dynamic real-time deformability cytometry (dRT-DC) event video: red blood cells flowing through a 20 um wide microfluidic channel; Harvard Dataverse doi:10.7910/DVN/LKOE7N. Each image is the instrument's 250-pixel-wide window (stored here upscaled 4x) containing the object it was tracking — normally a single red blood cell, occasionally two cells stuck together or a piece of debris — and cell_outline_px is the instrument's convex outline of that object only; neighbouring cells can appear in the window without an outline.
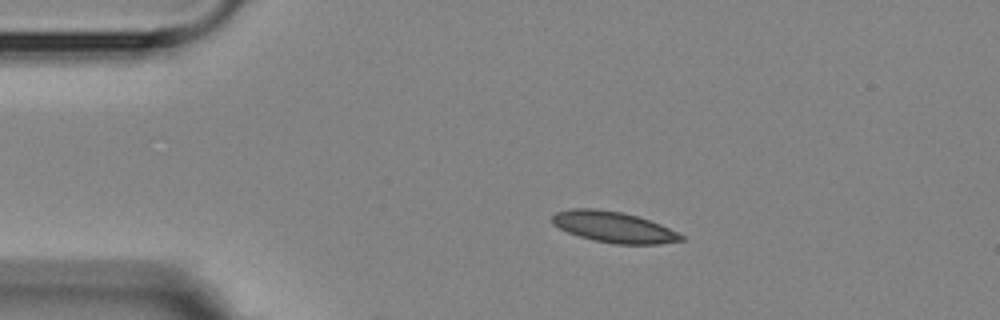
{"species": "Egyptian fruit bat (a non-hibernating species)", "species_latin": "Rousettus aegyptiacus", "temperature_condition": "room temperature", "stored_images_in_passage": 4, "camera_frame_rate_fps": 3000, "um_per_image_px": 0.085, "animal": {"sex": "female"}, "frame": {"image": 1, "passage_image": 3, "time_ms": 2.333, "image_size_px": [1000, 320], "cell_outline_px": [[684, 240], [660, 244], [612, 244], [592, 240], [568, 232], [552, 224], [552, 216], [556, 212], [572, 208], [596, 208], [620, 212], [636, 216], [660, 224], [684, 236]], "centroid_in_image_um": [52.14, 19.3], "position_along_channel_um": 32.9, "area_um2": 23.12}}
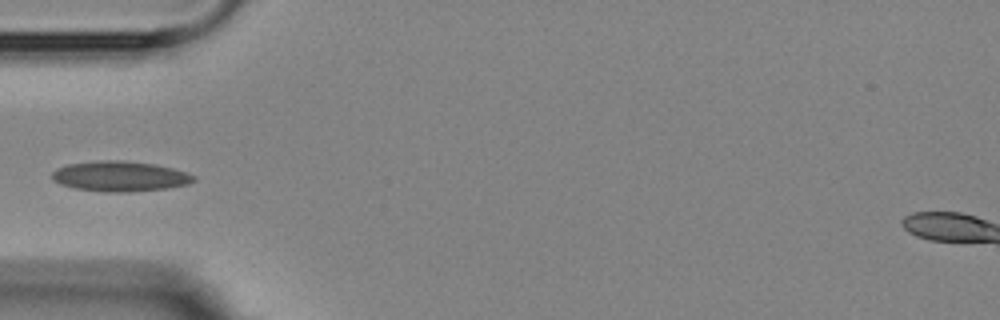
{"frame": {"image": 2, "passage_image": 4, "time_ms": 4.667, "image_size_px": [1000, 320], "cell_outline_px": [[196, 180], [188, 184], [168, 188], [128, 192], [104, 192], [76, 188], [60, 184], [52, 180], [52, 172], [56, 168], [68, 164], [100, 160], [120, 160], [156, 164], [172, 168], [196, 176]], "centroid_in_image_um": [10.19, 14.98], "position_along_channel_um": 74.8, "area_um2": 25.03}}